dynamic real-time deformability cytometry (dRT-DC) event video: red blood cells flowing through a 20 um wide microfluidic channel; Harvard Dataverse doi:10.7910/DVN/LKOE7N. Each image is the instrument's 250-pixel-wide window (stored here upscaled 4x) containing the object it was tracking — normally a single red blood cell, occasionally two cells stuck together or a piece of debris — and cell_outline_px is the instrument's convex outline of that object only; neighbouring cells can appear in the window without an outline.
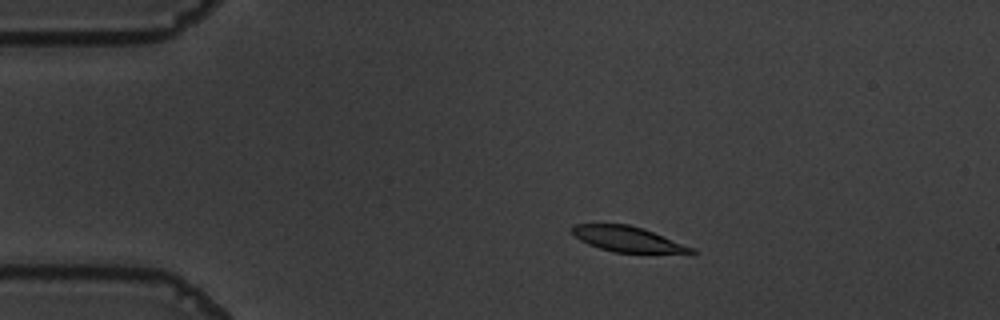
{"species": "common noctule bat (a hibernating species)", "species_latin": "Nyctalus noctula", "temperature_condition": "warm", "stored_images_in_passage": 56, "camera_frame_rate_fps": 3000, "um_per_image_px": 0.085, "animal": {"sex": "male", "body_mass_g": 19.5, "forearm_length_mm": 54.6}, "frame": {"image": 1, "passage_image": 11, "time_ms": 3.333, "image_size_px": [1000, 320], "cell_outline_px": [[696, 252], [692, 256], [612, 252], [588, 244], [580, 240], [572, 232], [572, 228], [576, 224], [628, 224], [652, 232], [696, 248]], "centroid_in_image_um": [53.53, 20.4], "position_along_channel_um": 31.5, "area_um2": 18.26}}
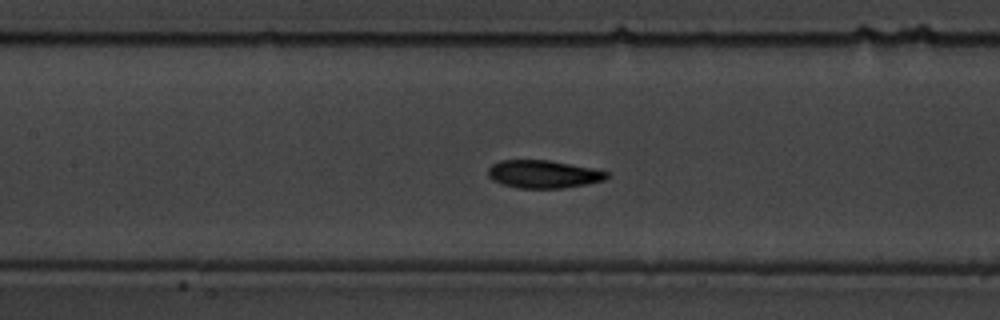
{"frame": {"image": 2, "passage_image": 26, "time_ms": 8.333, "image_size_px": [1000, 320], "cell_outline_px": [[608, 176], [604, 180], [584, 184], [560, 188], [520, 188], [500, 184], [492, 180], [488, 176], [488, 168], [492, 164], [500, 160], [552, 160], [592, 168], [608, 172]], "centroid_in_image_um": [46.14, 14.79], "position_along_channel_um": 161.3, "area_um2": 19.25}}
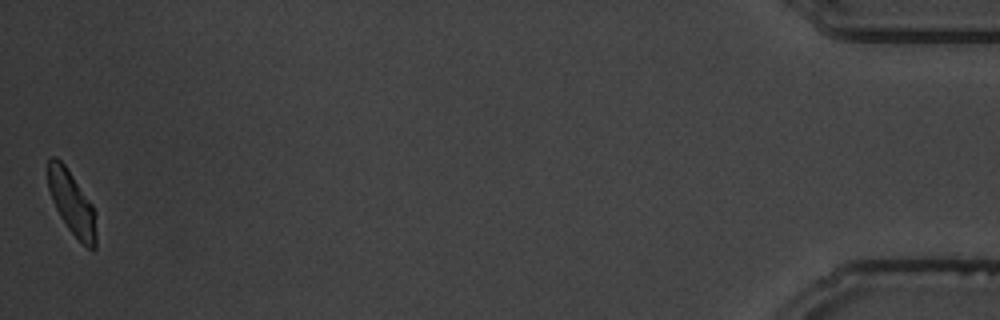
{"frame": {"image": 3, "passage_image": 56, "time_ms": 18.333, "image_size_px": [1000, 320], "cell_outline_px": [[96, 248], [92, 252], [68, 228], [60, 216], [52, 200], [48, 188], [48, 160], [52, 156], [56, 156], [64, 164], [92, 204], [96, 212]], "centroid_in_image_um": [6.12, 17.27], "position_along_channel_um": 429.1, "area_um2": 17.74}, "authors_computed_cell_mechanics": {"area_um2": 19.2763, "velocity_mm_per_s": 3.6081, "shape_relaxation_time_tau1_ms": 3.029, "shape_relaxation_time_tau2_ms": 1.5304, "deformation_change_tau1": 0.1415, "deformation_change_tau2": 0.0709}}